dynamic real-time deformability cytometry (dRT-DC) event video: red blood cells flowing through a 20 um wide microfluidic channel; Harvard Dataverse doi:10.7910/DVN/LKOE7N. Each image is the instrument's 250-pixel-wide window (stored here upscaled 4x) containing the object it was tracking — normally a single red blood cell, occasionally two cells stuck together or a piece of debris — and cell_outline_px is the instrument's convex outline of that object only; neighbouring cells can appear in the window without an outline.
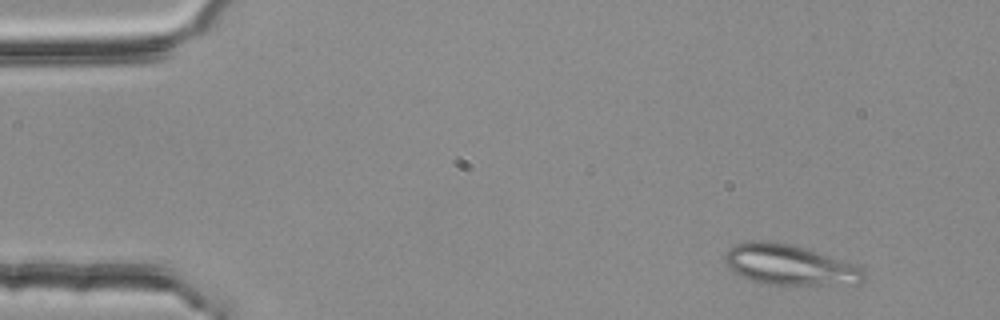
{"species": "common noctule bat (a hibernating species)", "species_latin": "Nyctalus noctula", "temperature_condition": "room temperature", "stored_images_in_passage": 48, "segment_of_instrument_passage": [1, 2], "camera_frame_rate_fps": 3000, "um_per_image_px": 0.085, "animal": {"sex": "female", "body_mass_g": 25.1}, "frame": {"image": 1, "passage_image": 1, "time_ms": 0.0, "image_size_px": [1000, 320], "cell_outline_px": [[864, 280], [856, 284], [768, 284], [752, 280], [728, 268], [724, 260], [724, 252], [736, 244], [752, 240], [764, 240], [788, 244], [804, 248], [852, 264], [860, 268], [864, 272]], "centroid_in_image_um": [67.05, 22.5], "position_along_channel_um": 17.9, "area_um2": 31.96}}